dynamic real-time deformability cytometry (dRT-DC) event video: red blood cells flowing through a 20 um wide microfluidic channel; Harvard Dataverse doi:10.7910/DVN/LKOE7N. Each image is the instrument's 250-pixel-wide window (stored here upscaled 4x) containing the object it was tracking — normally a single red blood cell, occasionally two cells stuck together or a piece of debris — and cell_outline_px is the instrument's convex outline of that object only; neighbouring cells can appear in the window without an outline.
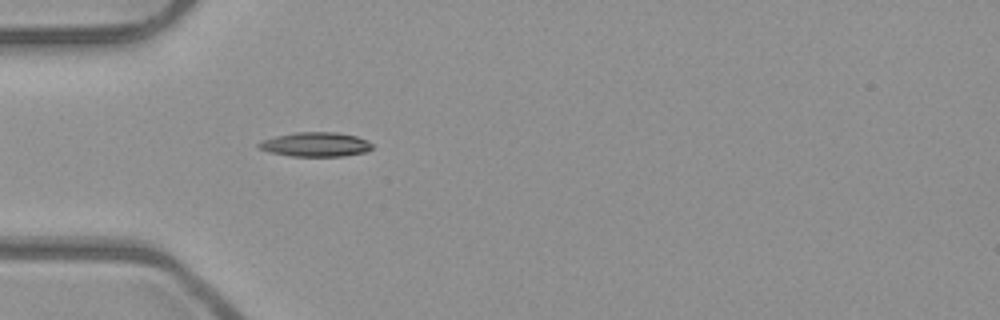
{"species": "common noctule bat (a hibernating species)", "species_latin": "Nyctalus noctula", "temperature_condition": "room temperature", "stored_images_in_passage": 53, "camera_frame_rate_fps": 3000, "um_per_image_px": 0.085, "animal": {"sex": "male", "body_mass_g": 23.1, "forearm_length_mm": 52.7}, "frame": {"image": 1, "passage_image": 17, "time_ms": 5.333, "image_size_px": [1000, 320], "cell_outline_px": [[372, 148], [364, 152], [344, 156], [292, 156], [268, 152], [260, 148], [256, 144], [260, 140], [276, 136], [296, 132], [336, 132], [356, 136], [372, 144]], "centroid_in_image_um": [26.77, 12.27], "position_along_channel_um": 58.2, "area_um2": 16.01}}
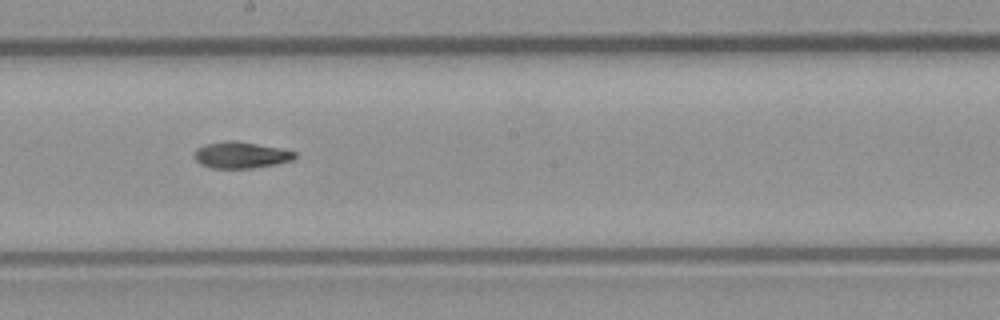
{"frame": {"image": 2, "passage_image": 30, "time_ms": 9.667, "image_size_px": [1000, 320], "cell_outline_px": [[296, 156], [292, 160], [276, 164], [252, 168], [212, 168], [200, 164], [196, 160], [196, 148], [204, 144], [228, 140], [232, 140], [280, 148], [296, 152]], "centroid_in_image_um": [20.47, 13.18], "position_along_channel_um": 227.7, "area_um2": 15.32}}
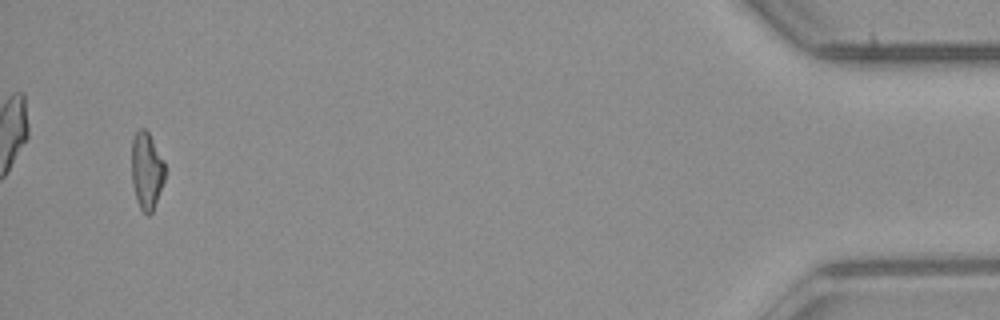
{"frame": {"image": 3, "passage_image": 51, "time_ms": 16.667, "image_size_px": [1000, 320], "cell_outline_px": [[164, 180], [152, 212], [148, 216], [140, 208], [136, 200], [132, 184], [132, 140], [136, 132], [140, 128], [144, 128], [148, 132], [164, 160]], "centroid_in_image_um": [12.45, 14.51], "position_along_channel_um": 422.7, "area_um2": 14.85}, "authors_computed_cell_mechanics": {"area_um2": 15.317, "velocity_mm_per_s": 4.0044, "shape_relaxation_time_tau1_ms": 8.5999, "shape_relaxation_time_tau2_ms": null, "deformation_change_tau1": 0.2549, "deformation_change_tau2": null}}